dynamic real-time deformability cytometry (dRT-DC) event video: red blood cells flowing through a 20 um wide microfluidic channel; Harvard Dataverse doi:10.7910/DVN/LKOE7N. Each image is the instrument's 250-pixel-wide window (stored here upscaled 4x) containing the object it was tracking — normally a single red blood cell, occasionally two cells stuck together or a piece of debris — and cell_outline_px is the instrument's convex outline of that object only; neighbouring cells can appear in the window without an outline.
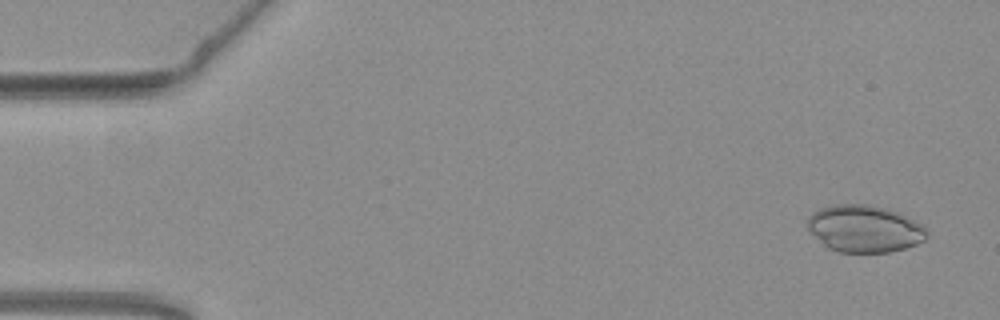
{"species": "common noctule bat (a hibernating species)", "species_latin": "Nyctalus noctula", "temperature_condition": "warm", "stored_images_in_passage": 47, "camera_frame_rate_fps": 3000, "um_per_image_px": 0.085, "animal": {"sex": "female", "body_mass_g": 19.3, "forearm_length_mm": 54.1}, "frame": {"image": 1, "passage_image": 3, "time_ms": 0.667, "image_size_px": [1000, 320], "cell_outline_px": [[928, 236], [924, 240], [916, 244], [904, 248], [888, 252], [840, 252], [828, 248], [808, 228], [808, 216], [812, 212], [820, 208], [832, 204], [868, 204], [884, 208], [896, 212], [920, 224], [928, 232]], "centroid_in_image_um": [73.46, 19.43], "position_along_channel_um": 11.5, "area_um2": 32.31}}